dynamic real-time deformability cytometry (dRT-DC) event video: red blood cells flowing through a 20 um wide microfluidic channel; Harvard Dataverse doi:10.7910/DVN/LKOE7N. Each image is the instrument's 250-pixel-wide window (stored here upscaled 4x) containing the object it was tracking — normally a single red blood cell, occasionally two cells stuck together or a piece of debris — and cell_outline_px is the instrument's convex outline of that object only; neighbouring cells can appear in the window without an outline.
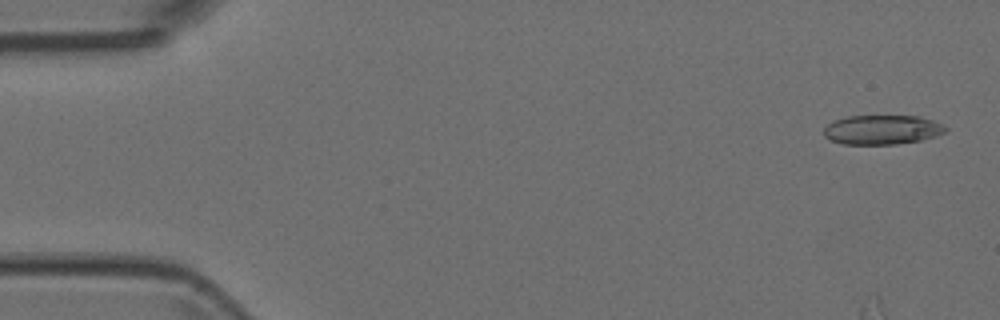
{"species": "Egyptian fruit bat (a non-hibernating species)", "species_latin": "Rousettus aegyptiacus", "temperature_condition": "room temperature", "stored_images_in_passage": 6, "camera_frame_rate_fps": 3000, "um_per_image_px": 0.085, "animal": {"sex": "female"}, "frame": {"image": 1, "passage_image": 1, "time_ms": 0.0, "image_size_px": [1000, 320], "cell_outline_px": [[948, 128], [944, 132], [936, 136], [920, 140], [896, 144], [844, 144], [832, 140], [824, 136], [824, 128], [828, 124], [836, 120], [848, 116], [920, 116], [944, 124]], "centroid_in_image_um": [75.01, 11.02], "position_along_channel_um": 10.0, "area_um2": 20.75}}